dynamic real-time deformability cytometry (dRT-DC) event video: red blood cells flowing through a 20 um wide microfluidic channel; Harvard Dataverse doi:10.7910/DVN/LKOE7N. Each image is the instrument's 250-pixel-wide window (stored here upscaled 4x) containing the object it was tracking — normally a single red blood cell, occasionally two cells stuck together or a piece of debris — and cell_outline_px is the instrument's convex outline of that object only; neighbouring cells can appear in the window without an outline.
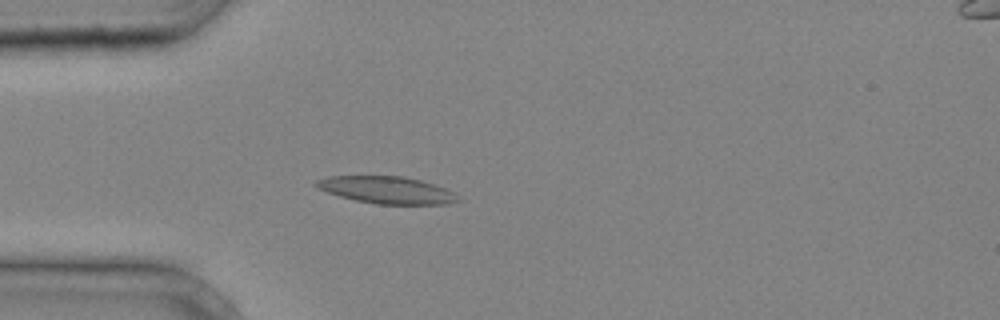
{"species": "common noctule bat (a hibernating species)", "species_latin": "Nyctalus noctula", "temperature_condition": "cold", "stored_images_in_passage": 31, "camera_frame_rate_fps": 3000, "um_per_image_px": 0.085, "animal": {"sex": "male", "body_mass_g": 20.4}, "frame": {"image": 1, "passage_image": 10, "time_ms": 3.0, "image_size_px": [1000, 320], "cell_outline_px": [[460, 200], [448, 204], [376, 204], [356, 200], [340, 196], [316, 188], [312, 184], [316, 180], [328, 176], [404, 176], [436, 184], [452, 192]], "centroid_in_image_um": [32.84, 16.14], "position_along_channel_um": 52.2, "area_um2": 22.37}}
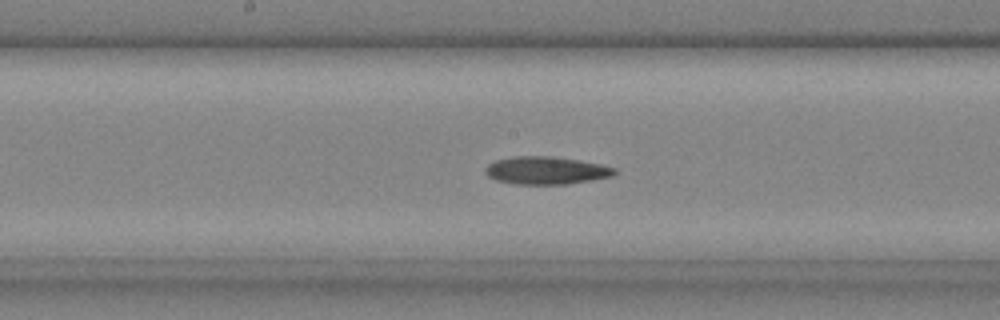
{"frame": {"image": 2, "passage_image": 20, "time_ms": 6.333, "image_size_px": [1000, 320], "cell_outline_px": [[616, 172], [612, 176], [592, 180], [568, 184], [516, 184], [496, 180], [488, 176], [484, 172], [484, 168], [488, 164], [496, 160], [516, 156], [552, 156], [580, 160], [600, 164], [616, 168]], "centroid_in_image_um": [46.41, 14.48], "position_along_channel_um": 201.8, "area_um2": 20.92}}
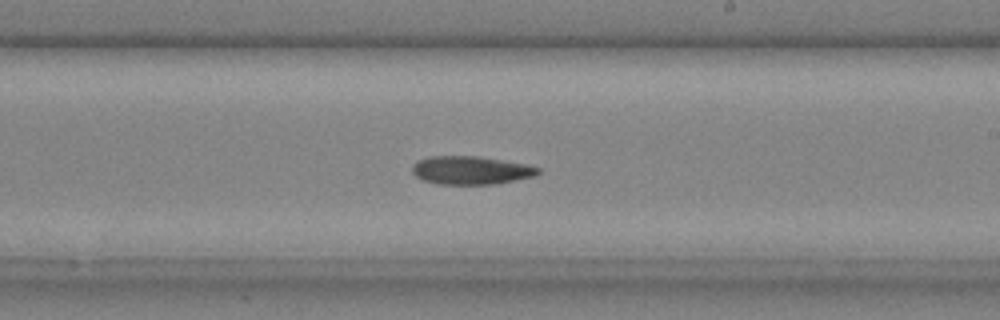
{"frame": {"image": 3, "passage_image": 23, "time_ms": 7.333, "image_size_px": [1000, 320], "cell_outline_px": [[540, 172], [532, 176], [496, 184], [436, 184], [424, 180], [416, 176], [412, 172], [412, 164], [416, 160], [428, 156], [480, 156], [528, 164], [540, 168]], "centroid_in_image_um": [39.99, 14.46], "position_along_channel_um": 249.0, "area_um2": 20.87}}